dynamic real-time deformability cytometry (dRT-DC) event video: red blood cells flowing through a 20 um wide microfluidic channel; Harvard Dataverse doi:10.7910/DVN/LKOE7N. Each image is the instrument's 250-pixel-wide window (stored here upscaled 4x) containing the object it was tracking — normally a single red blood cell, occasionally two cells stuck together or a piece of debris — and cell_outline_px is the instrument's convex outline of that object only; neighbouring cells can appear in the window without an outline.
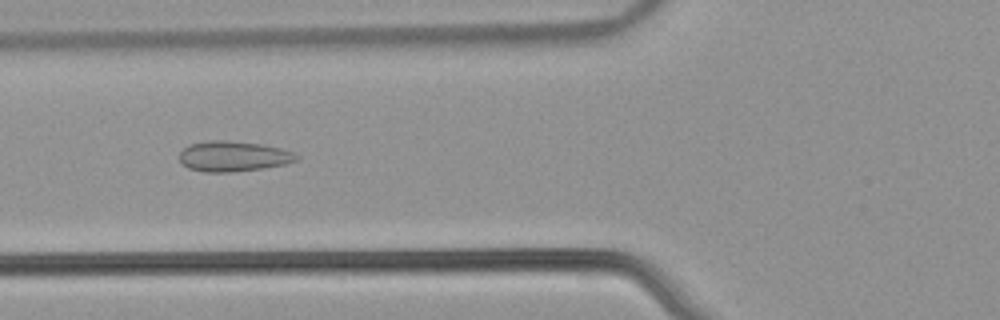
{"species": "common noctule bat (a hibernating species)", "species_latin": "Nyctalus noctula", "temperature_condition": "warm", "stored_images_in_passage": 37, "camera_frame_rate_fps": 3000, "um_per_image_px": 0.085, "animal": {"sex": "male", "body_mass_g": 21.5, "forearm_length_mm": 52.0}, "frame": {"image": 1, "passage_image": 10, "time_ms": 3.0, "image_size_px": [1000, 320], "cell_outline_px": [[300, 156], [296, 160], [284, 164], [264, 168], [232, 172], [204, 172], [188, 168], [180, 160], [180, 152], [188, 144], [208, 140], [224, 140], [260, 144], [280, 148], [292, 152]], "centroid_in_image_um": [19.81, 13.28], "position_along_channel_um": 106.0, "area_um2": 20.63}}
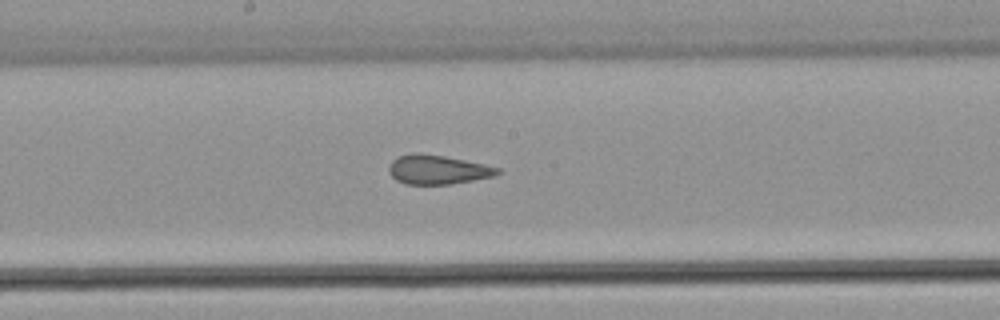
{"frame": {"image": 2, "passage_image": 18, "time_ms": 5.667, "image_size_px": [1000, 320], "cell_outline_px": [[500, 172], [496, 176], [448, 184], [404, 184], [396, 180], [388, 172], [388, 168], [392, 160], [400, 156], [416, 152], [444, 156], [484, 164], [500, 168]], "centroid_in_image_um": [37.19, 14.42], "position_along_channel_um": 211.0, "area_um2": 18.38}}
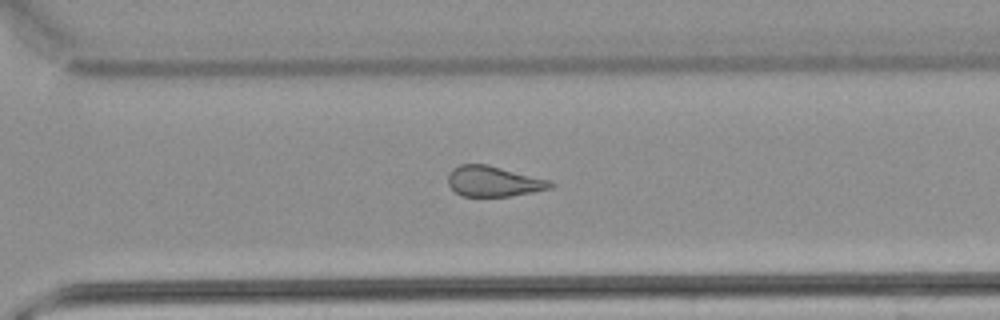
{"frame": {"image": 3, "passage_image": 27, "time_ms": 8.667, "image_size_px": [1000, 320], "cell_outline_px": [[556, 184], [552, 188], [512, 196], [460, 196], [448, 184], [448, 176], [452, 168], [460, 164], [488, 164], [548, 180]], "centroid_in_image_um": [41.94, 15.41], "position_along_channel_um": 328.7, "area_um2": 18.15}, "authors_computed_cell_mechanics": {"area_um2": 18.6694, "velocity_mm_per_s": 3.9261, "shape_relaxation_time_tau1_ms": null, "shape_relaxation_time_tau2_ms": 1.5934, "deformation_change_tau1": null, "deformation_change_tau2": 0.0968}}